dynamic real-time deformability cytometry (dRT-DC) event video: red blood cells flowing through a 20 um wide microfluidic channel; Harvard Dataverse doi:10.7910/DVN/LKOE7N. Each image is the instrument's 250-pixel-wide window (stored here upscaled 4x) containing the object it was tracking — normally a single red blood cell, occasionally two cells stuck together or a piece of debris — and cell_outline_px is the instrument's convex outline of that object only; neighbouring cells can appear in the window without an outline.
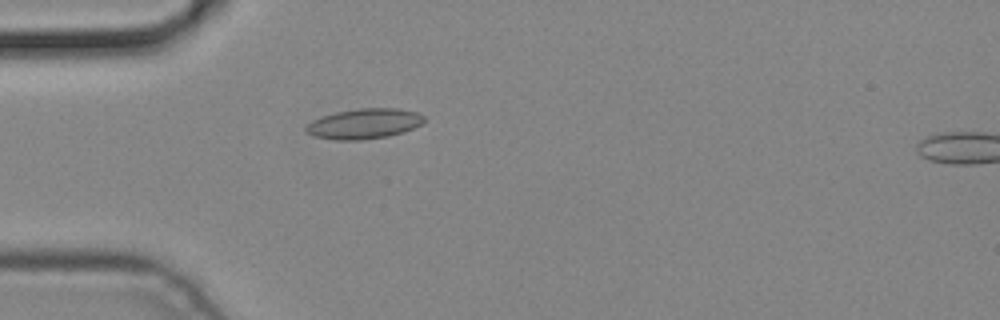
{"species": "common noctule bat (a hibernating species)", "species_latin": "Nyctalus noctula", "temperature_condition": "cold", "stored_images_in_passage": 2, "camera_frame_rate_fps": 3000, "um_per_image_px": 0.085, "animal": {"sex": "male", "body_mass_g": 19.2, "forearm_length_mm": 51.8}, "frame": {"image": 1, "passage_image": 1, "time_ms": 0.0, "image_size_px": [1000, 320], "cell_outline_px": [[424, 120], [420, 124], [404, 132], [388, 136], [360, 140], [336, 140], [312, 136], [304, 128], [312, 120], [336, 112], [360, 108], [400, 108], [416, 112], [424, 116]], "centroid_in_image_um": [30.95, 10.51], "position_along_channel_um": 54.1, "area_um2": 20.69}}